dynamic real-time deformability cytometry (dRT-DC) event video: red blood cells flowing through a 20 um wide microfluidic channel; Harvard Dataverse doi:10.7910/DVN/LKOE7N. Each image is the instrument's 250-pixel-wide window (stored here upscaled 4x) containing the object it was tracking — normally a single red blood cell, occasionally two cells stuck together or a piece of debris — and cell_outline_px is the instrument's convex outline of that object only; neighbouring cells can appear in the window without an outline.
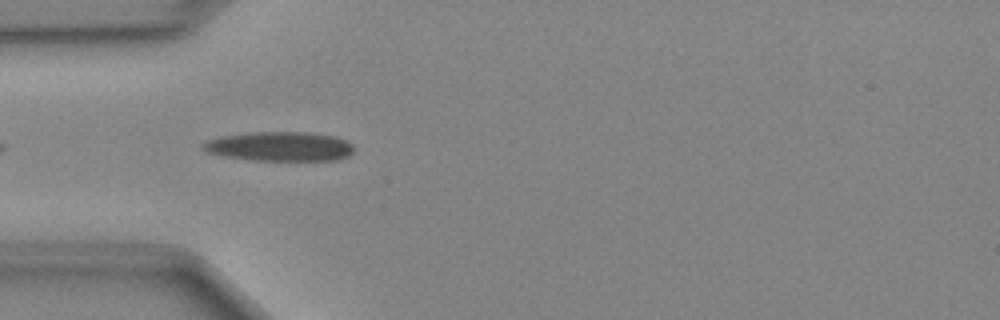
{"species": "Egyptian fruit bat (a non-hibernating species)", "species_latin": "Rousettus aegyptiacus", "temperature_condition": "cold", "stored_images_in_passage": 9, "camera_frame_rate_fps": 3000, "um_per_image_px": 0.085, "animal": {"sex": "female"}, "frame": {"image": 1, "passage_image": 3, "time_ms": 0.667, "image_size_px": [1000, 320], "cell_outline_px": [[352, 152], [348, 156], [336, 160], [252, 160], [224, 156], [208, 152], [200, 144], [208, 140], [220, 136], [252, 132], [308, 132], [336, 136], [352, 144]], "centroid_in_image_um": [23.78, 12.44], "position_along_channel_um": 61.2, "area_um2": 25.72}}